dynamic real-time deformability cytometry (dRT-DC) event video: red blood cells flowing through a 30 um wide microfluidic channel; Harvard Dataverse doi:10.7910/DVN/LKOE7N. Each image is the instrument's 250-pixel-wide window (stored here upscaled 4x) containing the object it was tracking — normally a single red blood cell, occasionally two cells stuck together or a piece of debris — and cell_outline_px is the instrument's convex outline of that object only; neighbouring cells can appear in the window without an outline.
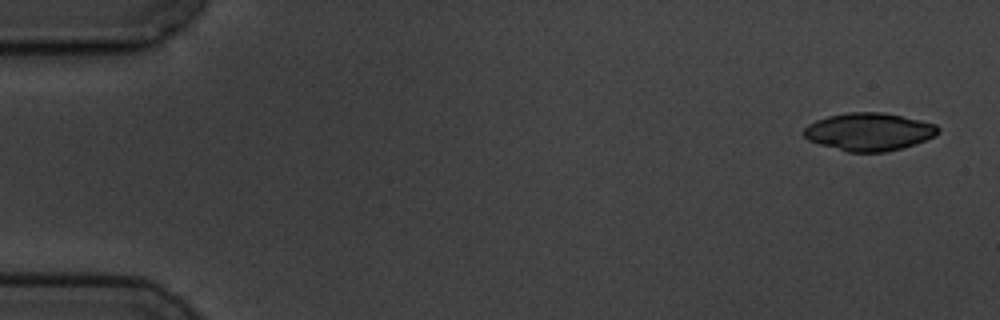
{"species": "common noctule bat (a hibernating species)", "species_latin": "Nyctalus noctula", "temperature_condition": "cold", "stored_images_in_passage": 5, "camera_frame_rate_fps": 3000, "um_per_image_px": 0.085, "animal": {"sex": "male", "body_mass_g": 19.5, "forearm_length_mm": 54.6}, "frame": {"image": 1, "passage_image": 1, "time_ms": 0.0, "image_size_px": [1000, 320], "cell_outline_px": [[940, 132], [936, 136], [916, 144], [884, 152], [848, 152], [820, 144], [808, 140], [804, 136], [804, 128], [808, 124], [816, 120], [828, 116], [848, 112], [884, 112], [920, 120], [936, 124], [940, 128]], "centroid_in_image_um": [73.89, 11.19], "position_along_channel_um": 11.1, "area_um2": 29.65}}